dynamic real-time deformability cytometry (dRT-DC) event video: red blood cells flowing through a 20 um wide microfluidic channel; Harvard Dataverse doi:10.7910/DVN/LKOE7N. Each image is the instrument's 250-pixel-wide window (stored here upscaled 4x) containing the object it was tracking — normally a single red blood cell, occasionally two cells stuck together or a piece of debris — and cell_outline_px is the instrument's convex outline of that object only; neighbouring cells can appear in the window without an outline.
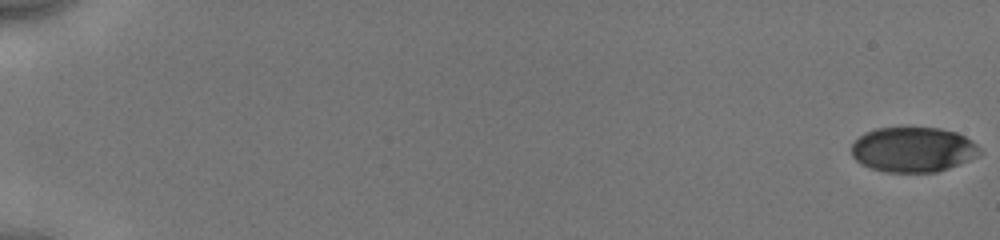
{"species": "human", "species_latin": "Homo sapiens", "temperature_condition": "cold", "stored_images_in_passage": 53, "camera_frame_rate_fps": 3000, "um_per_image_px": 0.085, "donor": {"sex": "male"}, "frame": {"image": 1, "passage_image": 1, "time_ms": 0.0, "image_size_px": [1000, 240], "cell_outline_px": [[984, 152], [980, 156], [948, 168], [936, 172], [884, 172], [860, 164], [852, 156], [852, 144], [864, 132], [876, 128], [940, 128], [956, 132], [972, 140]], "centroid_in_image_um": [77.63, 12.72], "position_along_channel_um": 7.4, "area_um2": 33.81}}
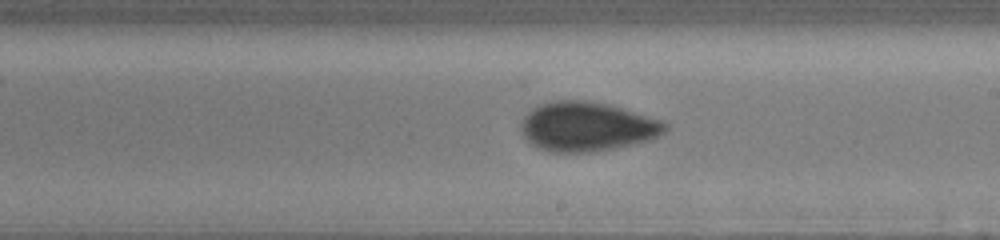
{"frame": {"image": 2, "passage_image": 34, "time_ms": 11.0, "image_size_px": [1000, 240], "cell_outline_px": [[668, 128], [664, 132], [648, 140], [612, 148], [592, 152], [548, 152], [536, 148], [524, 136], [520, 128], [520, 124], [524, 116], [532, 108], [540, 104], [556, 100], [588, 100], [620, 108], [660, 120], [668, 124]], "centroid_in_image_um": [49.83, 10.76], "position_along_channel_um": 239.2, "area_um2": 41.04}}
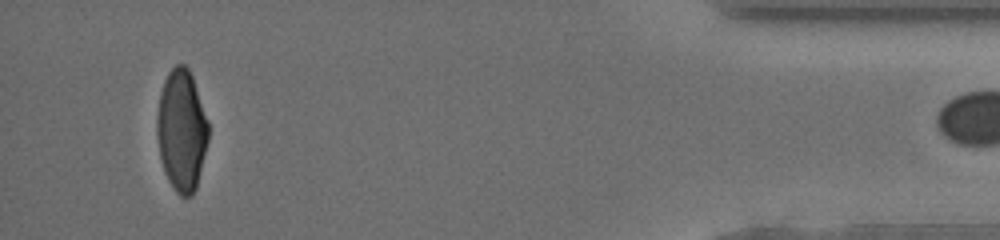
{"frame": {"image": 3, "passage_image": 52, "time_ms": 17.0, "image_size_px": [1000, 240], "cell_outline_px": [[208, 140], [196, 188], [192, 196], [180, 196], [176, 192], [168, 180], [164, 172], [160, 160], [156, 132], [156, 116], [160, 92], [164, 80], [168, 72], [176, 64], [184, 64], [188, 68], [192, 76], [208, 120]], "centroid_in_image_um": [15.42, 11.08], "position_along_channel_um": 419.8, "area_um2": 36.59}}